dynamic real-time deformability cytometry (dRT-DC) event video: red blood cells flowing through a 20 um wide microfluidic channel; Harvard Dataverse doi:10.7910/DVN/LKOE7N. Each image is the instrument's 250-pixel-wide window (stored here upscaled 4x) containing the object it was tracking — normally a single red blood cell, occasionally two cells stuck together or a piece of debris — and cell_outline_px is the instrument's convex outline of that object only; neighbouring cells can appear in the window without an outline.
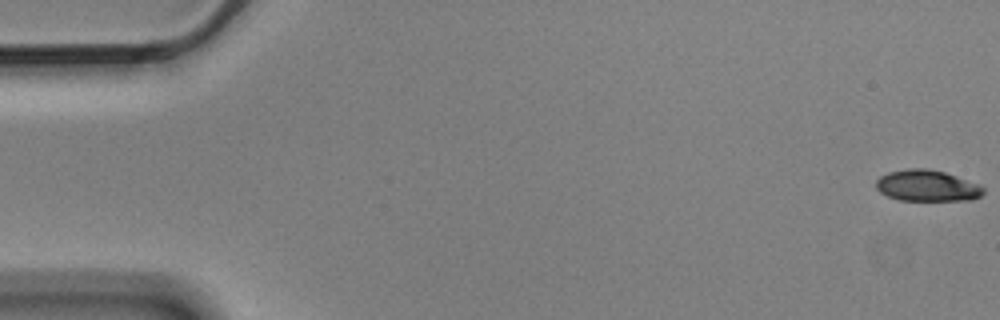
{"species": "Egyptian fruit bat (a non-hibernating species)", "species_latin": "Rousettus aegyptiacus", "temperature_condition": "cold", "stored_images_in_passage": 5, "camera_frame_rate_fps": 3000, "um_per_image_px": 0.085, "animal": {"sex": "male"}, "frame": {"image": 1, "passage_image": 1, "time_ms": 0.0, "image_size_px": [1000, 320], "cell_outline_px": [[984, 192], [980, 196], [972, 200], [900, 200], [888, 196], [880, 192], [876, 188], [876, 180], [880, 176], [888, 172], [908, 168], [924, 168], [944, 172], [980, 184], [984, 188]], "centroid_in_image_um": [78.8, 15.78], "position_along_channel_um": 6.2, "area_um2": 19.54}}
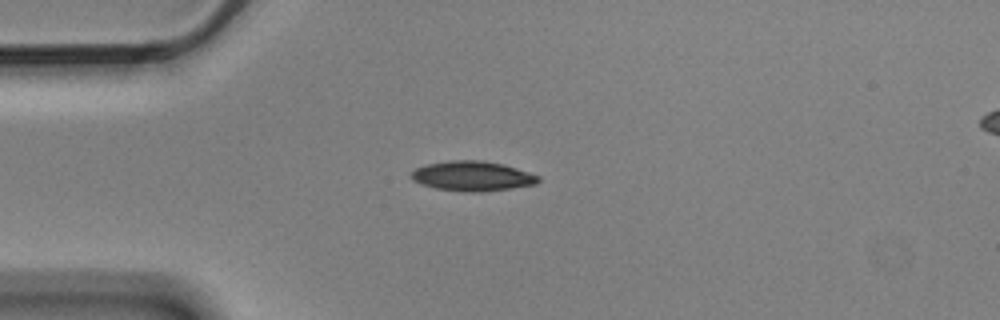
{"frame": {"image": 2, "passage_image": 5, "time_ms": 1.333, "image_size_px": [1000, 320], "cell_outline_px": [[540, 180], [536, 184], [512, 188], [480, 192], [472, 192], [436, 188], [420, 184], [412, 180], [412, 172], [416, 168], [428, 164], [448, 160], [484, 160], [504, 164], [540, 176]], "centroid_in_image_um": [40.17, 14.96], "position_along_channel_um": 44.8, "area_um2": 22.02}}